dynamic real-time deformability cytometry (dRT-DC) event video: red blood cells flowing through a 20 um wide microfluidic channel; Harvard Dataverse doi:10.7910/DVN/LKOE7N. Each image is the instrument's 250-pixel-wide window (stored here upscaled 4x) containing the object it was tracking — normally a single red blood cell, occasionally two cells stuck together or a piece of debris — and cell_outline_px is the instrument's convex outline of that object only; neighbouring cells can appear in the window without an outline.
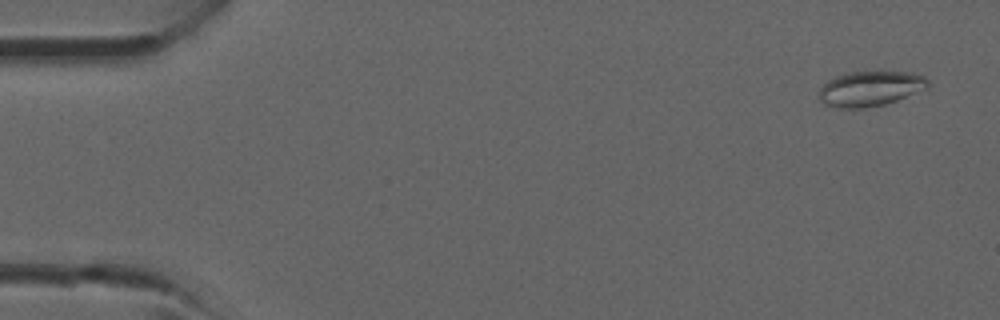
{"species": "common noctule bat (a hibernating species)", "species_latin": "Nyctalus noctula", "temperature_condition": "room temperature", "stored_images_in_passage": 41, "camera_frame_rate_fps": 3000, "um_per_image_px": 0.085, "animal": {"sex": "male", "forearm_length_mm": 52.5}, "frame": {"image": 1, "passage_image": 2, "time_ms": 0.333, "image_size_px": [1000, 320], "cell_outline_px": [[932, 84], [928, 88], [896, 100], [884, 104], [864, 108], [840, 108], [824, 104], [820, 100], [820, 88], [828, 80], [836, 76], [852, 72], [912, 72], [924, 76]], "centroid_in_image_um": [74.01, 7.53], "position_along_channel_um": 11.0, "area_um2": 22.14}}
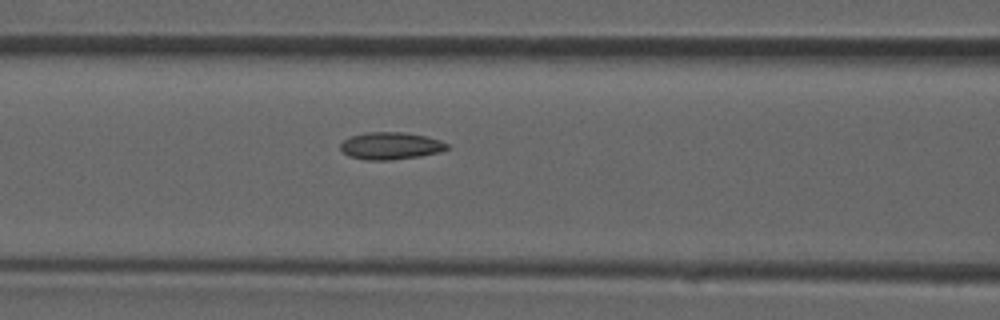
{"frame": {"image": 2, "passage_image": 17, "time_ms": 5.333, "image_size_px": [1000, 320], "cell_outline_px": [[448, 148], [440, 152], [420, 156], [392, 160], [368, 160], [348, 156], [340, 148], [340, 144], [344, 140], [352, 136], [364, 132], [404, 132], [428, 136], [440, 140], [448, 144]], "centroid_in_image_um": [33.22, 12.39], "position_along_channel_um": 133.4, "area_um2": 16.99}}
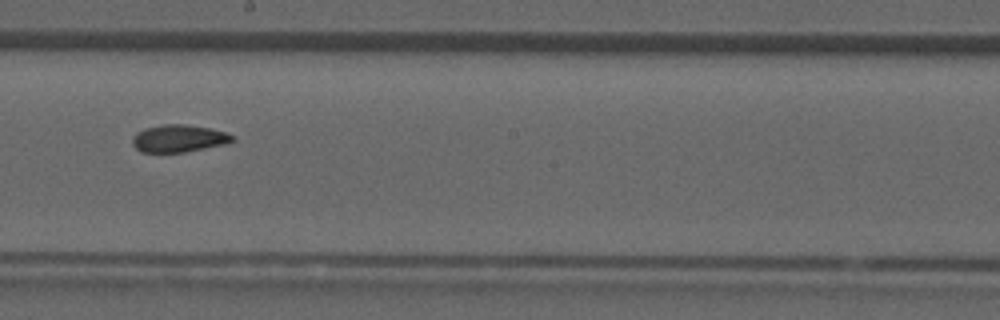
{"frame": {"image": 3, "passage_image": 23, "time_ms": 7.333, "image_size_px": [1000, 320], "cell_outline_px": [[236, 140], [228, 144], [184, 152], [140, 152], [132, 144], [132, 136], [136, 132], [144, 128], [164, 124], [184, 124], [212, 128], [236, 136]], "centroid_in_image_um": [15.22, 11.76], "position_along_channel_um": 233.0, "area_um2": 16.24}}